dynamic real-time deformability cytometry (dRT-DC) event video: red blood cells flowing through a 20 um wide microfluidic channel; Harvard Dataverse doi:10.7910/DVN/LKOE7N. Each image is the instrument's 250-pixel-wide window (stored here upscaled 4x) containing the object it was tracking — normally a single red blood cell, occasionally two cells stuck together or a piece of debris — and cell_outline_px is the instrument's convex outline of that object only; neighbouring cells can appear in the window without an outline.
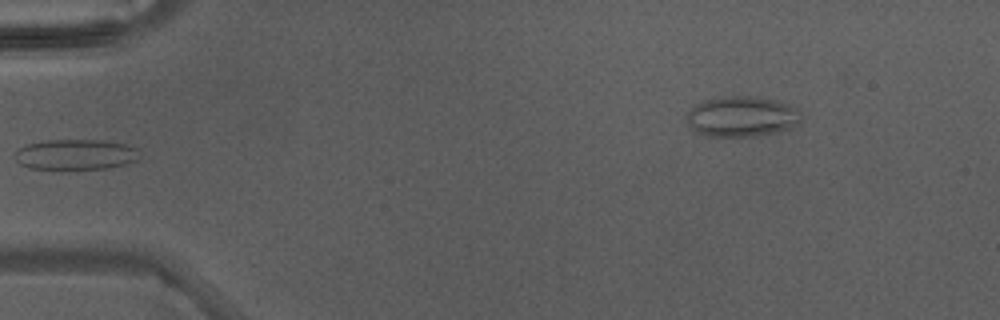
{"species": "Egyptian fruit bat (a non-hibernating species)", "species_latin": "Rousettus aegyptiacus", "temperature_condition": "warm", "stored_images_in_passage": 4, "camera_frame_rate_fps": 3000, "um_per_image_px": 0.085, "animal": {"sex": "male"}, "frame": {"image": 1, "passage_image": 4, "time_ms": 1.0, "image_size_px": [1000, 320], "cell_outline_px": [[136, 160], [124, 164], [108, 168], [32, 168], [20, 164], [12, 156], [20, 148], [28, 144], [48, 140], [104, 140], [124, 144], [136, 148]], "centroid_in_image_um": [6.38, 13.12], "position_along_channel_um": 78.6, "area_um2": 21.56}}